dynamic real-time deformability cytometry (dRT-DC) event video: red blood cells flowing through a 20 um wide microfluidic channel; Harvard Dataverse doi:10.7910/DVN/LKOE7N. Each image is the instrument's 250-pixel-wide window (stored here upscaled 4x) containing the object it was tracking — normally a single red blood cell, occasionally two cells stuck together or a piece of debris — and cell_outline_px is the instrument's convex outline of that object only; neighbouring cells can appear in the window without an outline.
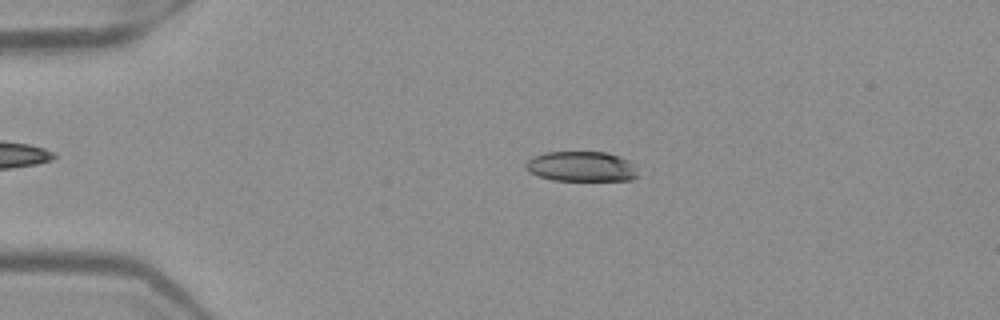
{"species": "Egyptian fruit bat (a non-hibernating species)", "species_latin": "Rousettus aegyptiacus", "temperature_condition": "warm", "stored_images_in_passage": 51, "camera_frame_rate_fps": 3000, "um_per_image_px": 0.085, "frame": {"image": 1, "passage_image": 11, "time_ms": 3.333, "image_size_px": [1000, 320], "cell_outline_px": [[640, 176], [632, 180], [552, 180], [528, 172], [524, 168], [524, 164], [532, 156], [544, 152], [604, 152], [620, 156], [628, 160], [632, 164]], "centroid_in_image_um": [49.39, 14.15], "position_along_channel_um": 35.6, "area_um2": 19.83}}
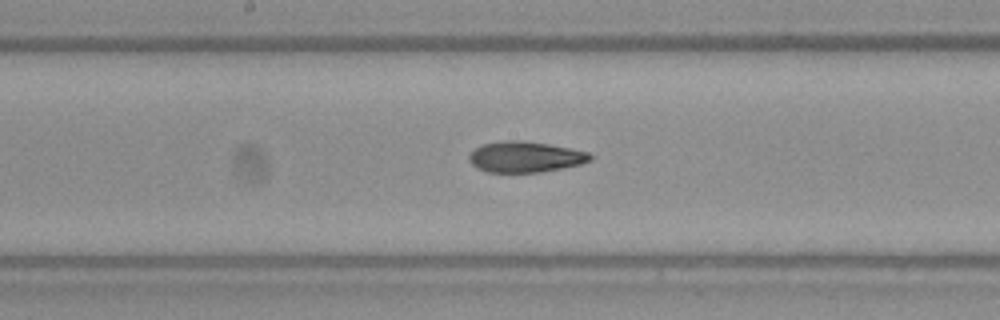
{"frame": {"image": 2, "passage_image": 27, "time_ms": 8.667, "image_size_px": [1000, 320], "cell_outline_px": [[592, 160], [580, 164], [564, 168], [540, 172], [488, 172], [476, 168], [468, 160], [468, 156], [480, 144], [504, 140], [520, 140], [548, 144], [572, 148], [588, 152], [592, 156]], "centroid_in_image_um": [44.64, 13.33], "position_along_channel_um": 203.6, "area_um2": 21.91}}
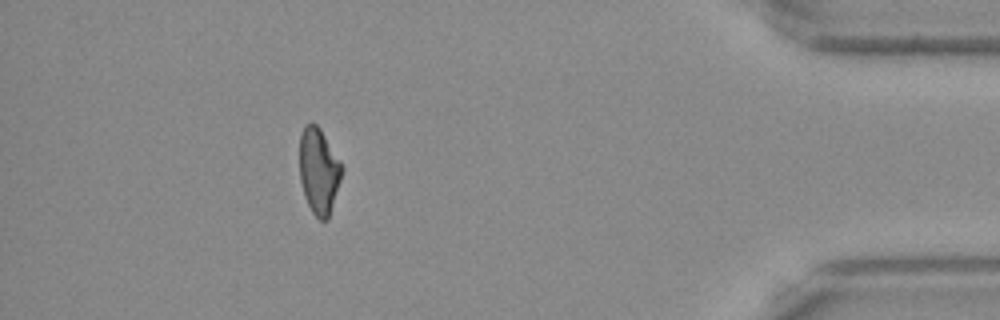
{"frame": {"image": 3, "passage_image": 46, "time_ms": 15.0, "image_size_px": [1000, 320], "cell_outline_px": [[344, 168], [328, 220], [320, 220], [312, 212], [304, 196], [300, 180], [300, 132], [312, 120], [320, 128], [340, 160]], "centroid_in_image_um": [27.1, 14.52], "position_along_channel_um": 408.1, "area_um2": 21.21}, "authors_computed_cell_mechanics": {"area_um2": 21.7906, "velocity_mm_per_s": 4.0033, "shape_relaxation_time_tau1_ms": null, "shape_relaxation_time_tau2_ms": 3.2732, "deformation_change_tau1": null, "deformation_change_tau2": 0.1082}}